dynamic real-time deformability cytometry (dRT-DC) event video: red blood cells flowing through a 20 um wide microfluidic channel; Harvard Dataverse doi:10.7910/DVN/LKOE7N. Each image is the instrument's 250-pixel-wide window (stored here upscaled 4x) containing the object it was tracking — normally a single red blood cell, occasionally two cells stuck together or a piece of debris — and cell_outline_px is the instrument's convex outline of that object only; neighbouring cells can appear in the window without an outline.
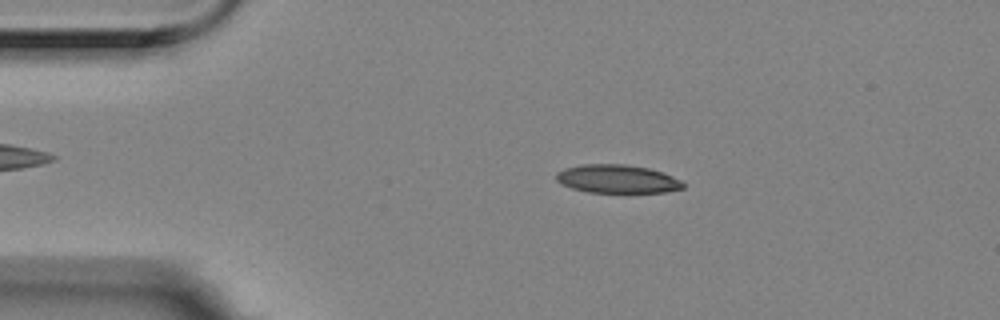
{"species": "Egyptian fruit bat (a non-hibernating species)", "species_latin": "Rousettus aegyptiacus", "temperature_condition": "room temperature", "stored_images_in_passage": 7, "camera_frame_rate_fps": 3000, "um_per_image_px": 0.085, "animal": {"sex": "female"}, "frame": {"image": 1, "passage_image": 2, "time_ms": 0.333, "image_size_px": [1000, 320], "cell_outline_px": [[684, 188], [668, 192], [588, 192], [572, 188], [560, 184], [556, 180], [556, 172], [564, 168], [580, 164], [624, 164], [648, 168], [672, 176], [680, 180], [684, 184]], "centroid_in_image_um": [52.43, 15.21], "position_along_channel_um": 32.6, "area_um2": 20.98}}
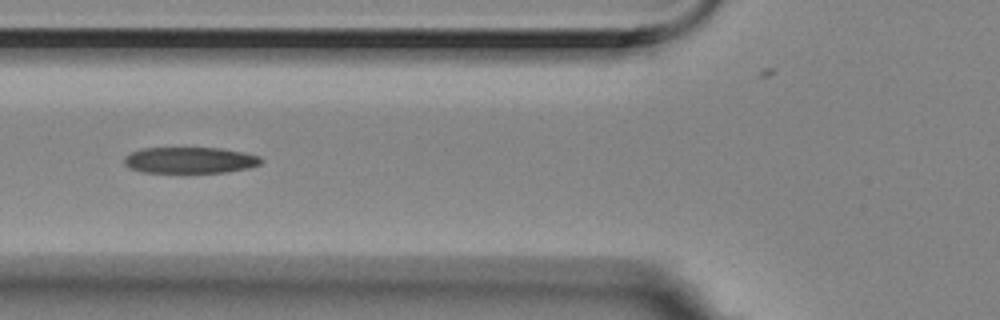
{"frame": {"image": 2, "passage_image": 5, "time_ms": 1.333, "image_size_px": [1000, 320], "cell_outline_px": [[264, 160], [260, 164], [248, 168], [224, 172], [144, 172], [128, 168], [124, 164], [124, 156], [140, 148], [220, 148], [244, 152], [260, 156]], "centroid_in_image_um": [16.14, 13.61], "position_along_channel_um": 109.7, "area_um2": 20.92}}
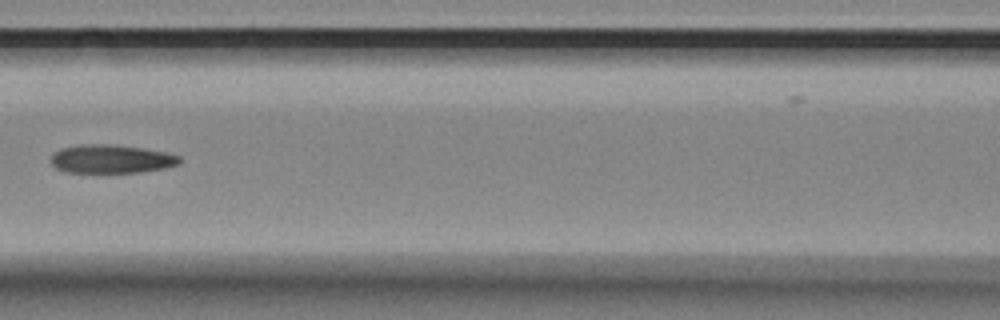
{"frame": {"image": 3, "passage_image": 6, "time_ms": 1.667, "image_size_px": [1000, 320], "cell_outline_px": [[180, 164], [164, 168], [140, 172], [64, 172], [56, 168], [52, 164], [52, 156], [60, 148], [80, 144], [116, 144], [164, 152], [180, 156]], "centroid_in_image_um": [9.45, 13.51], "position_along_channel_um": 157.2, "area_um2": 21.27}}